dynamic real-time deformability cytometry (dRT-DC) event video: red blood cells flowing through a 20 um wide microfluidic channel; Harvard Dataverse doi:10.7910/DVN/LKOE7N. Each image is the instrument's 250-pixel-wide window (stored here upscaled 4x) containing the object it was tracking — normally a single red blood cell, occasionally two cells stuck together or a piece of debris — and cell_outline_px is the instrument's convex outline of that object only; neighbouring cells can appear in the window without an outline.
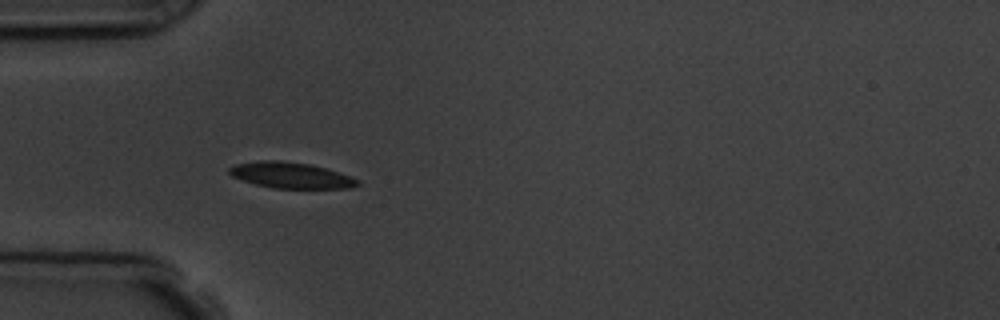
{"species": "common noctule bat (a hibernating species)", "species_latin": "Nyctalus noctula", "temperature_condition": "room temperature", "stored_images_in_passage": 5, "camera_frame_rate_fps": 3000, "um_per_image_px": 0.085, "animal": {"sex": "male", "body_mass_g": 19.5, "forearm_length_mm": 54.6}, "frame": {"image": 1, "passage_image": 4, "time_ms": 3.667, "image_size_px": [1000, 320], "cell_outline_px": [[360, 184], [352, 188], [272, 188], [256, 184], [232, 176], [228, 172], [228, 168], [236, 164], [260, 160], [280, 160], [308, 164], [324, 168], [360, 180]], "centroid_in_image_um": [24.7, 14.9], "position_along_channel_um": 60.3, "area_um2": 19.13}}